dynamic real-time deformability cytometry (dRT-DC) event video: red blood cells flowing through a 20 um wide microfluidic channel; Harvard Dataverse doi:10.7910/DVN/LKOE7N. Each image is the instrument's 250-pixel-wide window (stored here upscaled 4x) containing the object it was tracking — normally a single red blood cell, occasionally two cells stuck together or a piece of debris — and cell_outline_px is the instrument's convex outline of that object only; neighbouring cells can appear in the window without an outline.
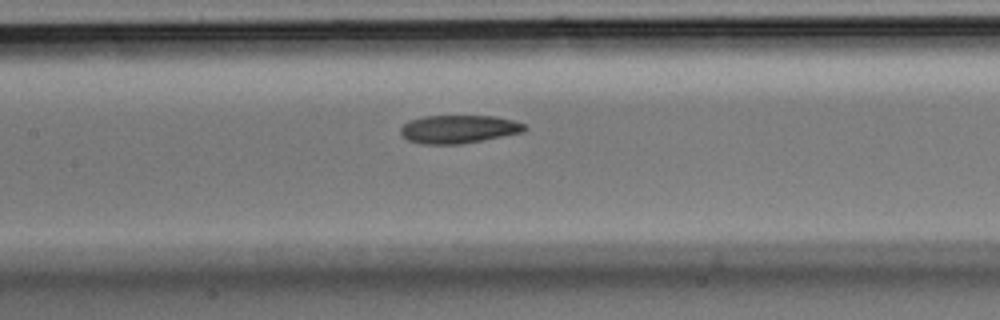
{"species": "Egyptian fruit bat (a non-hibernating species)", "species_latin": "Rousettus aegyptiacus", "temperature_condition": "room temperature", "stored_images_in_passage": 23, "camera_frame_rate_fps": 3000, "um_per_image_px": 0.085, "animal": {"sex": "male"}, "frame": {"image": 1, "passage_image": 10, "time_ms": 3.0, "image_size_px": [1000, 320], "cell_outline_px": [[528, 128], [524, 132], [460, 144], [420, 144], [408, 140], [400, 132], [400, 128], [408, 120], [424, 116], [492, 116], [512, 120], [524, 124]], "centroid_in_image_um": [38.96, 10.97], "position_along_channel_um": 168.4, "area_um2": 20.29}}
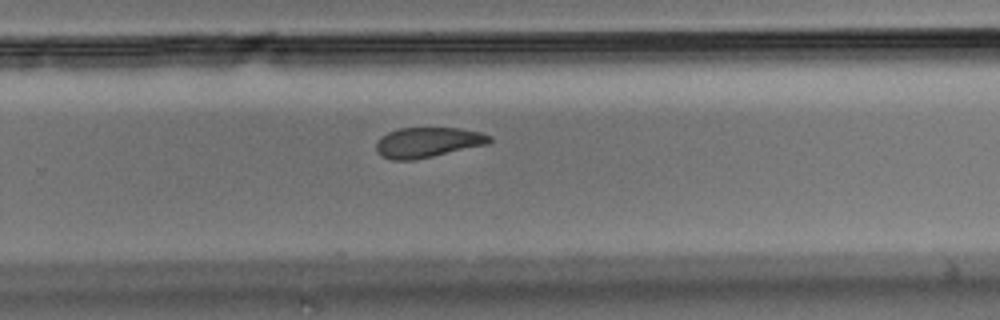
{"frame": {"image": 2, "passage_image": 17, "time_ms": 5.333, "image_size_px": [1000, 320], "cell_outline_px": [[492, 140], [488, 144], [432, 156], [412, 160], [392, 160], [380, 156], [376, 152], [376, 140], [380, 136], [388, 132], [400, 128], [456, 128], [480, 132], [492, 136]], "centroid_in_image_um": [36.31, 12.1], "position_along_channel_um": 293.5, "area_um2": 19.94}}
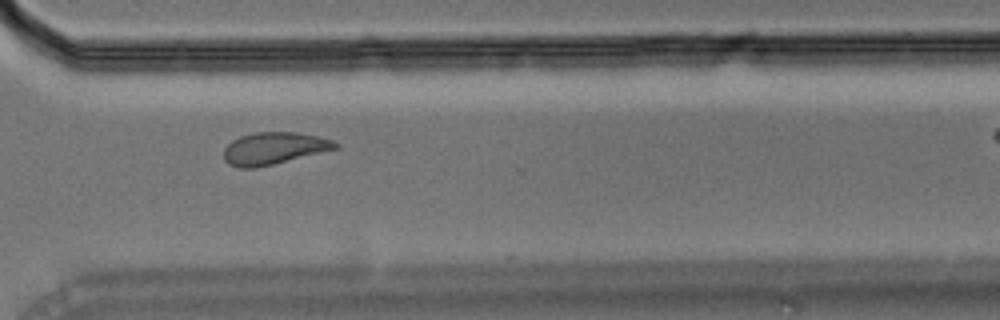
{"frame": {"image": 3, "passage_image": 20, "time_ms": 6.333, "image_size_px": [1000, 320], "cell_outline_px": [[340, 144], [336, 148], [256, 168], [240, 168], [228, 164], [224, 160], [224, 148], [232, 140], [240, 136], [256, 132], [296, 132], [316, 136], [332, 140]], "centroid_in_image_um": [23.22, 12.6], "position_along_channel_um": 347.4, "area_um2": 20.58}}